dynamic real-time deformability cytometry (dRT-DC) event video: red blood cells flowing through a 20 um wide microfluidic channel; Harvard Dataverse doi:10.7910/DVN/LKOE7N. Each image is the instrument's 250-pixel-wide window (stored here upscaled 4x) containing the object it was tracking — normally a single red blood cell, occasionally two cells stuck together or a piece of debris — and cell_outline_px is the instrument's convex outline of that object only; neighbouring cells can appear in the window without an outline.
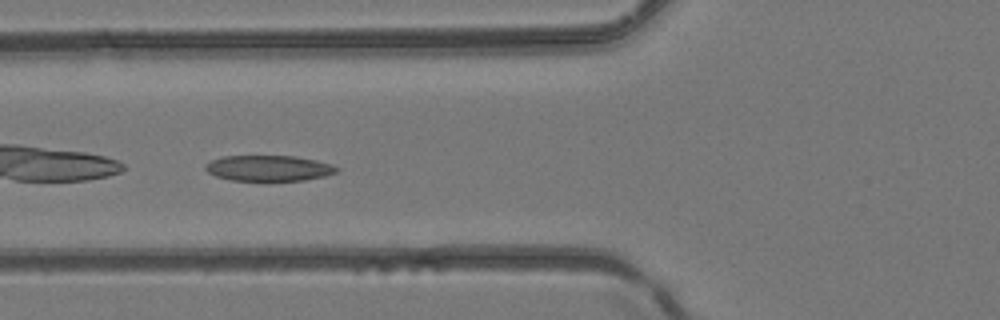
{"species": "common noctule bat (a hibernating species)", "species_latin": "Nyctalus noctula", "temperature_condition": "room temperature", "stored_images_in_passage": 5, "camera_frame_rate_fps": 3000, "um_per_image_px": 0.085, "animal": {"sex": "female", "body_mass_g": 24.6, "forearm_length_mm": 56.2}, "frame": {"image": 1, "passage_image": 5, "time_ms": 1.333, "image_size_px": [1000, 320], "cell_outline_px": [[340, 168], [336, 172], [324, 176], [304, 180], [232, 180], [216, 176], [208, 172], [204, 168], [204, 164], [212, 160], [224, 156], [296, 156], [316, 160], [332, 164]], "centroid_in_image_um": [22.84, 14.28], "position_along_channel_um": 103.0, "area_um2": 19.54}}